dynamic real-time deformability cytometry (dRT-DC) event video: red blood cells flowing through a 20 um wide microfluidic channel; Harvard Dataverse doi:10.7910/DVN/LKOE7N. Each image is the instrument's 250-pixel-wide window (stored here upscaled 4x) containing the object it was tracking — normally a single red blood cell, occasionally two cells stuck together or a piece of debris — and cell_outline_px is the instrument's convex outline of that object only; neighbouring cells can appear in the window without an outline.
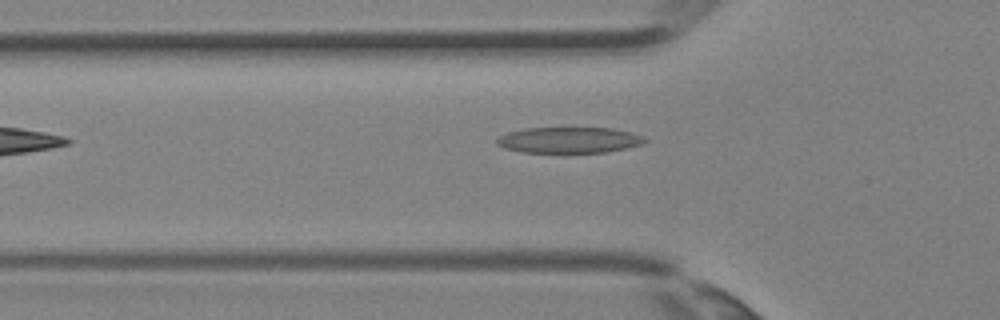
{"species": "Egyptian fruit bat (a non-hibernating species)", "species_latin": "Rousettus aegyptiacus", "temperature_condition": "room temperature", "stored_images_in_passage": 2, "camera_frame_rate_fps": 3000, "um_per_image_px": 0.085, "animal": {"sex": "female"}, "frame": {"image": 1, "passage_image": 2, "time_ms": 0.333, "image_size_px": [1000, 320], "cell_outline_px": [[648, 140], [640, 144], [624, 148], [604, 152], [524, 152], [504, 148], [496, 144], [496, 140], [500, 136], [508, 132], [524, 128], [612, 128], [632, 132], [644, 136]], "centroid_in_image_um": [48.36, 11.89], "position_along_channel_um": 77.4, "area_um2": 22.2}}